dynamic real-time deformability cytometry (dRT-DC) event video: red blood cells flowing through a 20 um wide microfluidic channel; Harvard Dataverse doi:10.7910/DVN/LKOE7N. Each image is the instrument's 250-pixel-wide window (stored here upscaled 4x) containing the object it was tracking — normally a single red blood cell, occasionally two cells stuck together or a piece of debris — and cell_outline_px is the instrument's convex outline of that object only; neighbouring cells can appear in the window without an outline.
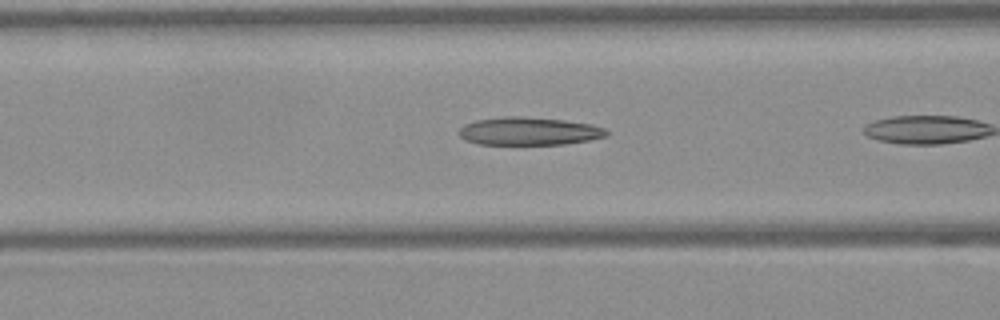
{"species": "Egyptian fruit bat (a non-hibernating species)", "species_latin": "Rousettus aegyptiacus", "temperature_condition": "warm", "stored_images_in_passage": 8, "camera_frame_rate_fps": 3000, "um_per_image_px": 0.085, "frame": {"image": 1, "passage_image": 5, "time_ms": 1.333, "image_size_px": [1000, 320], "cell_outline_px": [[608, 132], [604, 136], [588, 140], [564, 144], [476, 144], [464, 140], [460, 136], [460, 128], [464, 124], [476, 120], [504, 116], [524, 116], [564, 120], [592, 124], [604, 128]], "centroid_in_image_um": [44.92, 11.14], "position_along_channel_um": 121.7, "area_um2": 23.99}}